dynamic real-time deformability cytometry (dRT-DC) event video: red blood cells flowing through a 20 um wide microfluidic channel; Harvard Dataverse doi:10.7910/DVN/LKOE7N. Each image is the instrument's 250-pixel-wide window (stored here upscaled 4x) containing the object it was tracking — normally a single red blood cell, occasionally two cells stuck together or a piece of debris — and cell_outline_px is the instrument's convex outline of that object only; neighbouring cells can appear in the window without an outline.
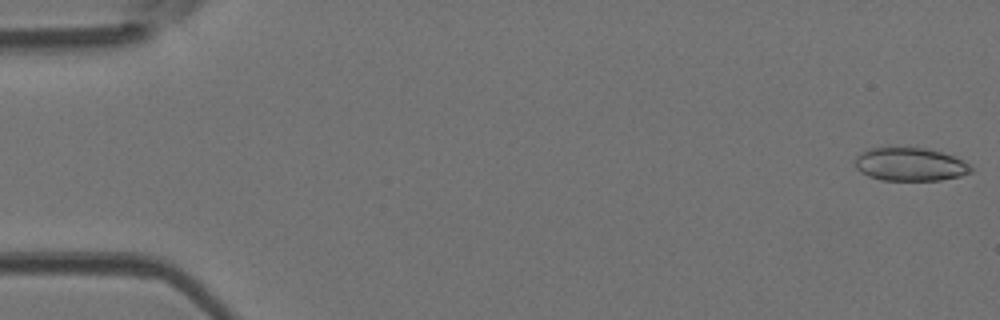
{"species": "Egyptian fruit bat (a non-hibernating species)", "species_latin": "Rousettus aegyptiacus", "temperature_condition": "room temperature", "stored_images_in_passage": 48, "camera_frame_rate_fps": 3000, "um_per_image_px": 0.085, "animal": {"sex": "female"}, "frame": {"image": 1, "passage_image": 1, "time_ms": 0.0, "image_size_px": [1000, 320], "cell_outline_px": [[972, 172], [960, 176], [940, 180], [880, 180], [868, 176], [860, 172], [856, 168], [856, 156], [868, 148], [928, 148], [952, 156], [968, 164], [972, 168]], "centroid_in_image_um": [77.33, 13.98], "position_along_channel_um": 7.7, "area_um2": 22.25}}
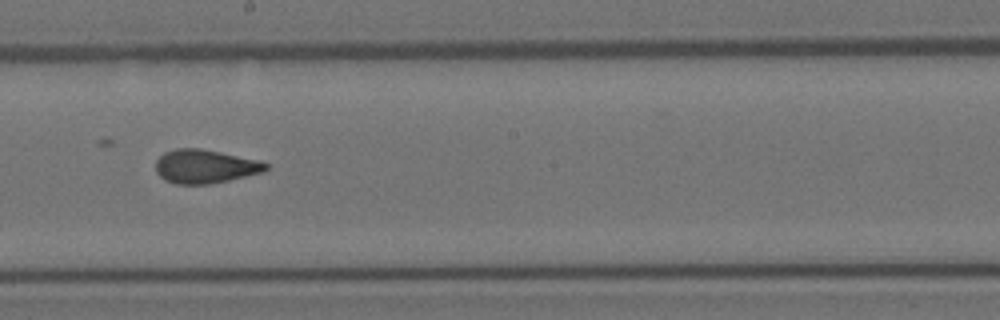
{"frame": {"image": 2, "passage_image": 27, "time_ms": 8.667, "image_size_px": [1000, 320], "cell_outline_px": [[268, 168], [264, 172], [228, 180], [208, 184], [176, 184], [164, 180], [156, 172], [156, 160], [164, 152], [176, 148], [200, 148], [260, 160], [268, 164]], "centroid_in_image_um": [17.42, 14.14], "position_along_channel_um": 230.8, "area_um2": 21.68}}
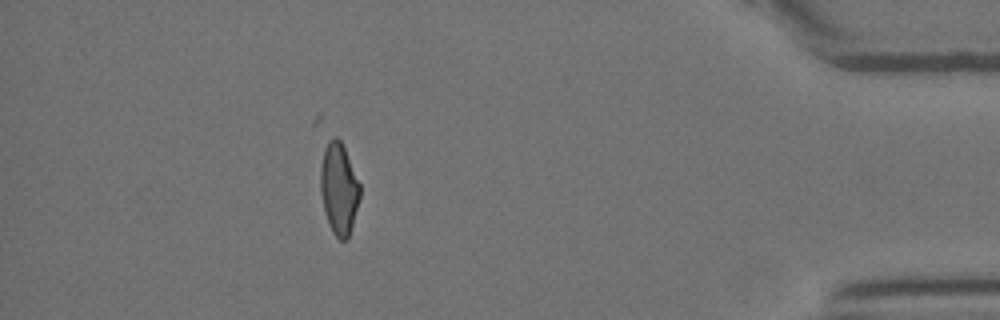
{"frame": {"image": 3, "passage_image": 43, "time_ms": 14.0, "image_size_px": [1000, 320], "cell_outline_px": [[360, 196], [348, 240], [340, 240], [332, 232], [328, 224], [324, 212], [320, 192], [320, 168], [324, 148], [336, 136], [340, 140], [344, 148], [360, 184]], "centroid_in_image_um": [28.79, 16.09], "position_along_channel_um": 406.4, "area_um2": 20.92}, "authors_computed_cell_mechanics": {"area_um2": 21.8773, "velocity_mm_per_s": 4.2215, "shape_relaxation_time_tau1_ms": 7.9861, "shape_relaxation_time_tau2_ms": 1.2272, "deformation_change_tau1": 0.1964, "deformation_change_tau2": 0.0862}}